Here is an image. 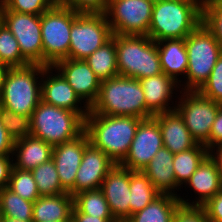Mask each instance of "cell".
<instances>
[{"label": "cell", "instance_id": "42", "mask_svg": "<svg viewBox=\"0 0 222 222\" xmlns=\"http://www.w3.org/2000/svg\"><path fill=\"white\" fill-rule=\"evenodd\" d=\"M208 219L211 222H222V190L216 193L204 206Z\"/></svg>", "mask_w": 222, "mask_h": 222}, {"label": "cell", "instance_id": "12", "mask_svg": "<svg viewBox=\"0 0 222 222\" xmlns=\"http://www.w3.org/2000/svg\"><path fill=\"white\" fill-rule=\"evenodd\" d=\"M2 22L16 38L22 56L30 64L43 65L41 15L9 11L1 3Z\"/></svg>", "mask_w": 222, "mask_h": 222}, {"label": "cell", "instance_id": "28", "mask_svg": "<svg viewBox=\"0 0 222 222\" xmlns=\"http://www.w3.org/2000/svg\"><path fill=\"white\" fill-rule=\"evenodd\" d=\"M210 154L207 148L198 143L194 148L174 155L173 169L178 186L186 184L202 161Z\"/></svg>", "mask_w": 222, "mask_h": 222}, {"label": "cell", "instance_id": "23", "mask_svg": "<svg viewBox=\"0 0 222 222\" xmlns=\"http://www.w3.org/2000/svg\"><path fill=\"white\" fill-rule=\"evenodd\" d=\"M53 147L40 138L29 135L14 141L13 166L21 170L31 171L52 159Z\"/></svg>", "mask_w": 222, "mask_h": 222}, {"label": "cell", "instance_id": "15", "mask_svg": "<svg viewBox=\"0 0 222 222\" xmlns=\"http://www.w3.org/2000/svg\"><path fill=\"white\" fill-rule=\"evenodd\" d=\"M58 71L79 97L91 107L97 100L101 80L84 59H63L52 66Z\"/></svg>", "mask_w": 222, "mask_h": 222}, {"label": "cell", "instance_id": "17", "mask_svg": "<svg viewBox=\"0 0 222 222\" xmlns=\"http://www.w3.org/2000/svg\"><path fill=\"white\" fill-rule=\"evenodd\" d=\"M100 190L114 219L125 222L130 217V170L116 164L107 173Z\"/></svg>", "mask_w": 222, "mask_h": 222}, {"label": "cell", "instance_id": "31", "mask_svg": "<svg viewBox=\"0 0 222 222\" xmlns=\"http://www.w3.org/2000/svg\"><path fill=\"white\" fill-rule=\"evenodd\" d=\"M33 204L34 202L23 199L8 187L0 190V212L2 217L32 221Z\"/></svg>", "mask_w": 222, "mask_h": 222}, {"label": "cell", "instance_id": "21", "mask_svg": "<svg viewBox=\"0 0 222 222\" xmlns=\"http://www.w3.org/2000/svg\"><path fill=\"white\" fill-rule=\"evenodd\" d=\"M139 82L144 92L146 107L154 115L175 109V106H169L170 103L168 102L172 100L174 90L176 91L177 88H180L178 86L182 85L173 78L161 73L140 79Z\"/></svg>", "mask_w": 222, "mask_h": 222}, {"label": "cell", "instance_id": "46", "mask_svg": "<svg viewBox=\"0 0 222 222\" xmlns=\"http://www.w3.org/2000/svg\"><path fill=\"white\" fill-rule=\"evenodd\" d=\"M211 154L213 155V157L216 159L218 163V166L220 169L221 183H222V147L213 150Z\"/></svg>", "mask_w": 222, "mask_h": 222}, {"label": "cell", "instance_id": "20", "mask_svg": "<svg viewBox=\"0 0 222 222\" xmlns=\"http://www.w3.org/2000/svg\"><path fill=\"white\" fill-rule=\"evenodd\" d=\"M153 117L159 123L164 147L173 154L187 151L198 144L176 109L156 114Z\"/></svg>", "mask_w": 222, "mask_h": 222}, {"label": "cell", "instance_id": "44", "mask_svg": "<svg viewBox=\"0 0 222 222\" xmlns=\"http://www.w3.org/2000/svg\"><path fill=\"white\" fill-rule=\"evenodd\" d=\"M14 140L8 135L0 119V156L13 155Z\"/></svg>", "mask_w": 222, "mask_h": 222}, {"label": "cell", "instance_id": "26", "mask_svg": "<svg viewBox=\"0 0 222 222\" xmlns=\"http://www.w3.org/2000/svg\"><path fill=\"white\" fill-rule=\"evenodd\" d=\"M180 205L177 196L160 194L145 208L132 214L125 222H172Z\"/></svg>", "mask_w": 222, "mask_h": 222}, {"label": "cell", "instance_id": "5", "mask_svg": "<svg viewBox=\"0 0 222 222\" xmlns=\"http://www.w3.org/2000/svg\"><path fill=\"white\" fill-rule=\"evenodd\" d=\"M43 71L44 66L40 64L8 68L0 93V106L31 117L42 100L39 78L43 76Z\"/></svg>", "mask_w": 222, "mask_h": 222}, {"label": "cell", "instance_id": "13", "mask_svg": "<svg viewBox=\"0 0 222 222\" xmlns=\"http://www.w3.org/2000/svg\"><path fill=\"white\" fill-rule=\"evenodd\" d=\"M163 147L162 133L158 121L154 117L142 119L129 152L120 165L131 171H142Z\"/></svg>", "mask_w": 222, "mask_h": 222}, {"label": "cell", "instance_id": "45", "mask_svg": "<svg viewBox=\"0 0 222 222\" xmlns=\"http://www.w3.org/2000/svg\"><path fill=\"white\" fill-rule=\"evenodd\" d=\"M71 220L73 222H117L114 218H99L82 212H72Z\"/></svg>", "mask_w": 222, "mask_h": 222}, {"label": "cell", "instance_id": "25", "mask_svg": "<svg viewBox=\"0 0 222 222\" xmlns=\"http://www.w3.org/2000/svg\"><path fill=\"white\" fill-rule=\"evenodd\" d=\"M158 52L160 56L162 72L177 83L179 76H186L188 67L187 50L185 47V39H166L157 41Z\"/></svg>", "mask_w": 222, "mask_h": 222}, {"label": "cell", "instance_id": "51", "mask_svg": "<svg viewBox=\"0 0 222 222\" xmlns=\"http://www.w3.org/2000/svg\"><path fill=\"white\" fill-rule=\"evenodd\" d=\"M203 1H222V0H203Z\"/></svg>", "mask_w": 222, "mask_h": 222}, {"label": "cell", "instance_id": "2", "mask_svg": "<svg viewBox=\"0 0 222 222\" xmlns=\"http://www.w3.org/2000/svg\"><path fill=\"white\" fill-rule=\"evenodd\" d=\"M88 114L134 116L141 119L154 116L146 107L139 80L120 75L101 81L98 98Z\"/></svg>", "mask_w": 222, "mask_h": 222}, {"label": "cell", "instance_id": "7", "mask_svg": "<svg viewBox=\"0 0 222 222\" xmlns=\"http://www.w3.org/2000/svg\"><path fill=\"white\" fill-rule=\"evenodd\" d=\"M188 67L182 91H198L222 55V46L201 23L185 38Z\"/></svg>", "mask_w": 222, "mask_h": 222}, {"label": "cell", "instance_id": "11", "mask_svg": "<svg viewBox=\"0 0 222 222\" xmlns=\"http://www.w3.org/2000/svg\"><path fill=\"white\" fill-rule=\"evenodd\" d=\"M154 0H109L105 12L113 34L148 35Z\"/></svg>", "mask_w": 222, "mask_h": 222}, {"label": "cell", "instance_id": "33", "mask_svg": "<svg viewBox=\"0 0 222 222\" xmlns=\"http://www.w3.org/2000/svg\"><path fill=\"white\" fill-rule=\"evenodd\" d=\"M0 64L8 68L24 67L30 64L22 56L16 38L3 22L0 24Z\"/></svg>", "mask_w": 222, "mask_h": 222}, {"label": "cell", "instance_id": "14", "mask_svg": "<svg viewBox=\"0 0 222 222\" xmlns=\"http://www.w3.org/2000/svg\"><path fill=\"white\" fill-rule=\"evenodd\" d=\"M52 71L57 74H53ZM41 97L45 103L77 112L84 119L90 112V107L86 103L79 107V104L81 105V102L84 101L52 66H44L41 78Z\"/></svg>", "mask_w": 222, "mask_h": 222}, {"label": "cell", "instance_id": "40", "mask_svg": "<svg viewBox=\"0 0 222 222\" xmlns=\"http://www.w3.org/2000/svg\"><path fill=\"white\" fill-rule=\"evenodd\" d=\"M109 0H65V5L77 12L105 13Z\"/></svg>", "mask_w": 222, "mask_h": 222}, {"label": "cell", "instance_id": "1", "mask_svg": "<svg viewBox=\"0 0 222 222\" xmlns=\"http://www.w3.org/2000/svg\"><path fill=\"white\" fill-rule=\"evenodd\" d=\"M141 120L134 116L88 114L85 132L93 146L101 149L115 164H120L129 152Z\"/></svg>", "mask_w": 222, "mask_h": 222}, {"label": "cell", "instance_id": "30", "mask_svg": "<svg viewBox=\"0 0 222 222\" xmlns=\"http://www.w3.org/2000/svg\"><path fill=\"white\" fill-rule=\"evenodd\" d=\"M72 212H82L99 218H114L100 189L84 190L73 195Z\"/></svg>", "mask_w": 222, "mask_h": 222}, {"label": "cell", "instance_id": "32", "mask_svg": "<svg viewBox=\"0 0 222 222\" xmlns=\"http://www.w3.org/2000/svg\"><path fill=\"white\" fill-rule=\"evenodd\" d=\"M40 196L67 193L61 186L56 165L52 159L31 170Z\"/></svg>", "mask_w": 222, "mask_h": 222}, {"label": "cell", "instance_id": "3", "mask_svg": "<svg viewBox=\"0 0 222 222\" xmlns=\"http://www.w3.org/2000/svg\"><path fill=\"white\" fill-rule=\"evenodd\" d=\"M203 0L155 1L148 35L155 42L185 39L202 23Z\"/></svg>", "mask_w": 222, "mask_h": 222}, {"label": "cell", "instance_id": "43", "mask_svg": "<svg viewBox=\"0 0 222 222\" xmlns=\"http://www.w3.org/2000/svg\"><path fill=\"white\" fill-rule=\"evenodd\" d=\"M12 167L13 156H0V190L8 187Z\"/></svg>", "mask_w": 222, "mask_h": 222}, {"label": "cell", "instance_id": "48", "mask_svg": "<svg viewBox=\"0 0 222 222\" xmlns=\"http://www.w3.org/2000/svg\"><path fill=\"white\" fill-rule=\"evenodd\" d=\"M51 6H64L65 0H47Z\"/></svg>", "mask_w": 222, "mask_h": 222}, {"label": "cell", "instance_id": "6", "mask_svg": "<svg viewBox=\"0 0 222 222\" xmlns=\"http://www.w3.org/2000/svg\"><path fill=\"white\" fill-rule=\"evenodd\" d=\"M31 135L52 147L70 141L85 131V119L77 112L40 101L31 117Z\"/></svg>", "mask_w": 222, "mask_h": 222}, {"label": "cell", "instance_id": "29", "mask_svg": "<svg viewBox=\"0 0 222 222\" xmlns=\"http://www.w3.org/2000/svg\"><path fill=\"white\" fill-rule=\"evenodd\" d=\"M160 194L142 171L130 170V216L145 208Z\"/></svg>", "mask_w": 222, "mask_h": 222}, {"label": "cell", "instance_id": "16", "mask_svg": "<svg viewBox=\"0 0 222 222\" xmlns=\"http://www.w3.org/2000/svg\"><path fill=\"white\" fill-rule=\"evenodd\" d=\"M89 139L84 131L78 137L53 147L52 160L56 165L61 186L74 195L76 173L81 164L84 150L89 144Z\"/></svg>", "mask_w": 222, "mask_h": 222}, {"label": "cell", "instance_id": "34", "mask_svg": "<svg viewBox=\"0 0 222 222\" xmlns=\"http://www.w3.org/2000/svg\"><path fill=\"white\" fill-rule=\"evenodd\" d=\"M8 188L25 200L34 202L40 197L31 171L11 169Z\"/></svg>", "mask_w": 222, "mask_h": 222}, {"label": "cell", "instance_id": "47", "mask_svg": "<svg viewBox=\"0 0 222 222\" xmlns=\"http://www.w3.org/2000/svg\"><path fill=\"white\" fill-rule=\"evenodd\" d=\"M7 70H8L7 66L0 64V93L3 87V81Z\"/></svg>", "mask_w": 222, "mask_h": 222}, {"label": "cell", "instance_id": "27", "mask_svg": "<svg viewBox=\"0 0 222 222\" xmlns=\"http://www.w3.org/2000/svg\"><path fill=\"white\" fill-rule=\"evenodd\" d=\"M84 60L101 81L118 76L115 34Z\"/></svg>", "mask_w": 222, "mask_h": 222}, {"label": "cell", "instance_id": "10", "mask_svg": "<svg viewBox=\"0 0 222 222\" xmlns=\"http://www.w3.org/2000/svg\"><path fill=\"white\" fill-rule=\"evenodd\" d=\"M182 94L175 109L184 119L191 136L205 147L209 145L212 125L222 104L206 98L198 91H180ZM184 94V95H183Z\"/></svg>", "mask_w": 222, "mask_h": 222}, {"label": "cell", "instance_id": "35", "mask_svg": "<svg viewBox=\"0 0 222 222\" xmlns=\"http://www.w3.org/2000/svg\"><path fill=\"white\" fill-rule=\"evenodd\" d=\"M0 119L8 135L14 141L31 135L30 116L17 114L0 106Z\"/></svg>", "mask_w": 222, "mask_h": 222}, {"label": "cell", "instance_id": "41", "mask_svg": "<svg viewBox=\"0 0 222 222\" xmlns=\"http://www.w3.org/2000/svg\"><path fill=\"white\" fill-rule=\"evenodd\" d=\"M222 147V105L218 109V113L214 120L209 135V145L206 147L211 153L213 150Z\"/></svg>", "mask_w": 222, "mask_h": 222}, {"label": "cell", "instance_id": "18", "mask_svg": "<svg viewBox=\"0 0 222 222\" xmlns=\"http://www.w3.org/2000/svg\"><path fill=\"white\" fill-rule=\"evenodd\" d=\"M115 165L101 149L89 143L76 173L74 195L84 190L100 189L107 173Z\"/></svg>", "mask_w": 222, "mask_h": 222}, {"label": "cell", "instance_id": "50", "mask_svg": "<svg viewBox=\"0 0 222 222\" xmlns=\"http://www.w3.org/2000/svg\"><path fill=\"white\" fill-rule=\"evenodd\" d=\"M2 23L1 2H0V24Z\"/></svg>", "mask_w": 222, "mask_h": 222}, {"label": "cell", "instance_id": "9", "mask_svg": "<svg viewBox=\"0 0 222 222\" xmlns=\"http://www.w3.org/2000/svg\"><path fill=\"white\" fill-rule=\"evenodd\" d=\"M113 32L105 13L75 11L70 31L69 59H85L108 42Z\"/></svg>", "mask_w": 222, "mask_h": 222}, {"label": "cell", "instance_id": "52", "mask_svg": "<svg viewBox=\"0 0 222 222\" xmlns=\"http://www.w3.org/2000/svg\"><path fill=\"white\" fill-rule=\"evenodd\" d=\"M2 221V214H1V212H0V222Z\"/></svg>", "mask_w": 222, "mask_h": 222}, {"label": "cell", "instance_id": "8", "mask_svg": "<svg viewBox=\"0 0 222 222\" xmlns=\"http://www.w3.org/2000/svg\"><path fill=\"white\" fill-rule=\"evenodd\" d=\"M74 20L75 11L66 5L51 6L41 14L43 66H53L68 58L70 31Z\"/></svg>", "mask_w": 222, "mask_h": 222}, {"label": "cell", "instance_id": "38", "mask_svg": "<svg viewBox=\"0 0 222 222\" xmlns=\"http://www.w3.org/2000/svg\"><path fill=\"white\" fill-rule=\"evenodd\" d=\"M0 2L9 11L34 15H41L51 7L47 0H0Z\"/></svg>", "mask_w": 222, "mask_h": 222}, {"label": "cell", "instance_id": "39", "mask_svg": "<svg viewBox=\"0 0 222 222\" xmlns=\"http://www.w3.org/2000/svg\"><path fill=\"white\" fill-rule=\"evenodd\" d=\"M172 222H211L203 207L180 205Z\"/></svg>", "mask_w": 222, "mask_h": 222}, {"label": "cell", "instance_id": "37", "mask_svg": "<svg viewBox=\"0 0 222 222\" xmlns=\"http://www.w3.org/2000/svg\"><path fill=\"white\" fill-rule=\"evenodd\" d=\"M206 98L222 104V55L212 69L208 80L198 90Z\"/></svg>", "mask_w": 222, "mask_h": 222}, {"label": "cell", "instance_id": "36", "mask_svg": "<svg viewBox=\"0 0 222 222\" xmlns=\"http://www.w3.org/2000/svg\"><path fill=\"white\" fill-rule=\"evenodd\" d=\"M202 23L222 46V1H203Z\"/></svg>", "mask_w": 222, "mask_h": 222}, {"label": "cell", "instance_id": "49", "mask_svg": "<svg viewBox=\"0 0 222 222\" xmlns=\"http://www.w3.org/2000/svg\"><path fill=\"white\" fill-rule=\"evenodd\" d=\"M1 222H33V221H23V220H18L10 217H2Z\"/></svg>", "mask_w": 222, "mask_h": 222}, {"label": "cell", "instance_id": "24", "mask_svg": "<svg viewBox=\"0 0 222 222\" xmlns=\"http://www.w3.org/2000/svg\"><path fill=\"white\" fill-rule=\"evenodd\" d=\"M73 196L68 192L58 195L40 196L34 201L33 222H70L72 218Z\"/></svg>", "mask_w": 222, "mask_h": 222}, {"label": "cell", "instance_id": "19", "mask_svg": "<svg viewBox=\"0 0 222 222\" xmlns=\"http://www.w3.org/2000/svg\"><path fill=\"white\" fill-rule=\"evenodd\" d=\"M185 185H188L198 195L195 202L194 200L188 202V199H183L178 195L181 205L185 206L202 207L222 190L220 169L211 153L202 161Z\"/></svg>", "mask_w": 222, "mask_h": 222}, {"label": "cell", "instance_id": "22", "mask_svg": "<svg viewBox=\"0 0 222 222\" xmlns=\"http://www.w3.org/2000/svg\"><path fill=\"white\" fill-rule=\"evenodd\" d=\"M174 155L175 154L167 148H161L153 156V159L146 165L142 172L161 194L178 196L175 193V190L180 187L175 180V172L173 169Z\"/></svg>", "mask_w": 222, "mask_h": 222}, {"label": "cell", "instance_id": "4", "mask_svg": "<svg viewBox=\"0 0 222 222\" xmlns=\"http://www.w3.org/2000/svg\"><path fill=\"white\" fill-rule=\"evenodd\" d=\"M115 46L120 76L140 80L163 73L158 47L149 36L115 34Z\"/></svg>", "mask_w": 222, "mask_h": 222}]
</instances>
